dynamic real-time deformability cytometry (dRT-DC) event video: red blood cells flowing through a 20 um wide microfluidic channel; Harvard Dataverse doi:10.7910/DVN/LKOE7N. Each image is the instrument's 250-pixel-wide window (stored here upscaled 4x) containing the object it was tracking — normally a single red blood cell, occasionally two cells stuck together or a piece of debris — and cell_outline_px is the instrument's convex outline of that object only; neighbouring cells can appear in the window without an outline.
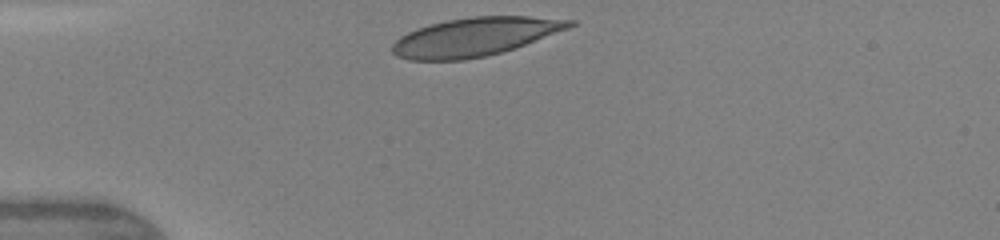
{"species": "human", "species_latin": "Homo sapiens", "temperature_condition": "warm", "stored_images_in_passage": 3, "camera_frame_rate_fps": 3000, "um_per_image_px": 0.085, "donor": {"sex": "female"}, "frame": {"image": 1, "passage_image": 1, "time_ms": 0.0, "image_size_px": [1000, 240], "cell_outline_px": [[576, 24], [568, 28], [524, 44], [500, 52], [484, 56], [464, 60], [408, 60], [396, 56], [392, 52], [392, 44], [400, 36], [416, 28], [428, 24], [448, 20], [472, 16], [528, 16], [576, 20]], "centroid_in_image_um": [40.31, 3.12], "position_along_channel_um": 44.7, "area_um2": 39.48}}